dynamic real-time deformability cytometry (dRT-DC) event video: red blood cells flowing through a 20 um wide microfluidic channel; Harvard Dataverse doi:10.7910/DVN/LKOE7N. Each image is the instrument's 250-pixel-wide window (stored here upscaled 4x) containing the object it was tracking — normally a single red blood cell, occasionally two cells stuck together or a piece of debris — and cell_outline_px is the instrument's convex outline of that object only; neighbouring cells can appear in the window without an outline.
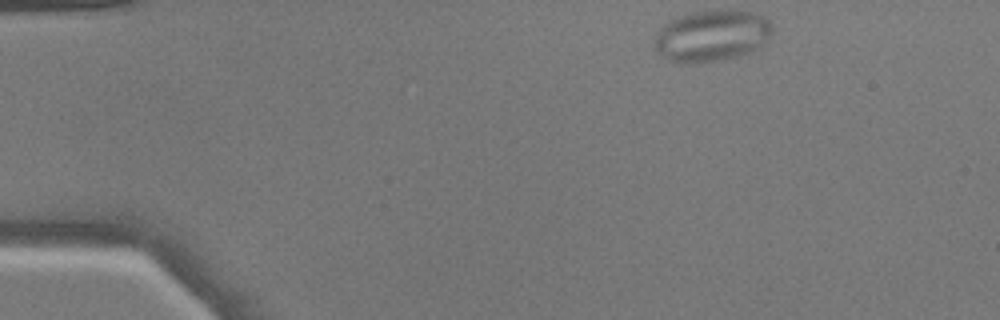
{"species": "common noctule bat (a hibernating species)", "species_latin": "Nyctalus noctula", "temperature_condition": "warm", "stored_images_in_passage": 44, "camera_frame_rate_fps": 3000, "um_per_image_px": 0.085, "animal": {"sex": "male", "body_mass_g": 17.9}, "frame": {"image": 1, "passage_image": 1, "time_ms": 0.0, "image_size_px": [1000, 320], "cell_outline_px": [[772, 32], [764, 44], [748, 52], [716, 60], [668, 60], [652, 48], [652, 40], [660, 28], [664, 24], [680, 16], [692, 12], [756, 12], [764, 16], [772, 24]], "centroid_in_image_um": [60.48, 3.02], "position_along_channel_um": 24.5, "area_um2": 33.99}}
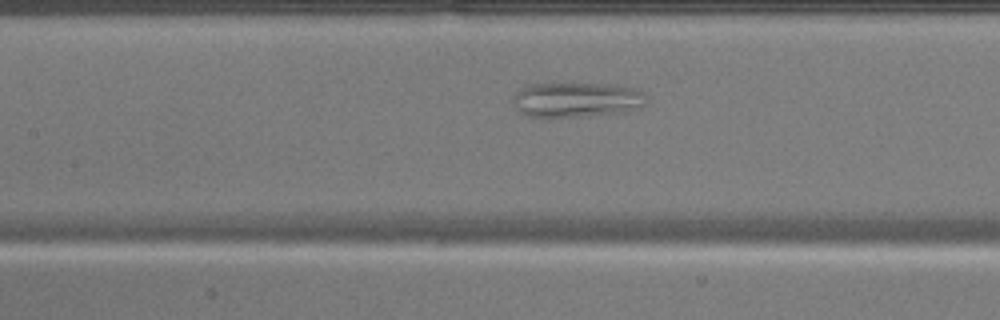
{"frame": {"image": 2, "passage_image": 17, "time_ms": 5.333, "image_size_px": [1000, 320], "cell_outline_px": [[648, 96], [644, 104], [640, 108], [628, 112], [580, 116], [528, 116], [520, 112], [512, 104], [512, 96], [516, 92], [532, 84], [616, 84], [632, 88], [644, 92]], "centroid_in_image_um": [49.06, 8.47], "position_along_channel_um": 158.3, "area_um2": 27.11}}
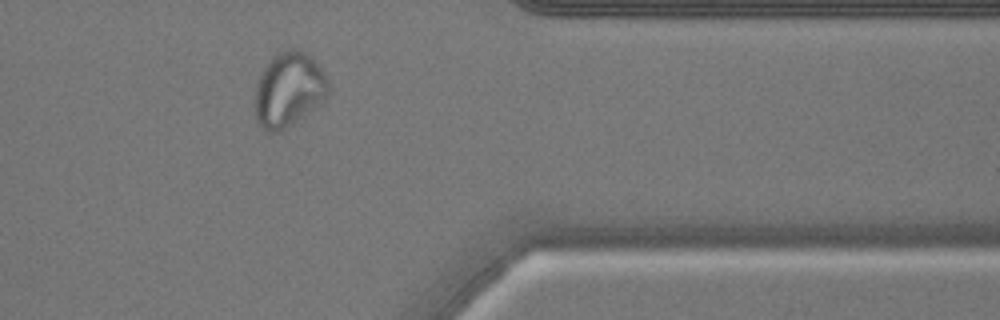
{"frame": {"image": 3, "passage_image": 35, "time_ms": 11.333, "image_size_px": [1000, 320], "cell_outline_px": [[328, 92], [308, 112], [292, 124], [280, 132], [264, 132], [256, 124], [256, 84], [264, 64], [280, 52], [288, 48], [292, 48], [304, 52], [324, 72], [328, 80]], "centroid_in_image_um": [24.48, 7.63], "position_along_channel_um": 386.9, "area_um2": 31.39}}